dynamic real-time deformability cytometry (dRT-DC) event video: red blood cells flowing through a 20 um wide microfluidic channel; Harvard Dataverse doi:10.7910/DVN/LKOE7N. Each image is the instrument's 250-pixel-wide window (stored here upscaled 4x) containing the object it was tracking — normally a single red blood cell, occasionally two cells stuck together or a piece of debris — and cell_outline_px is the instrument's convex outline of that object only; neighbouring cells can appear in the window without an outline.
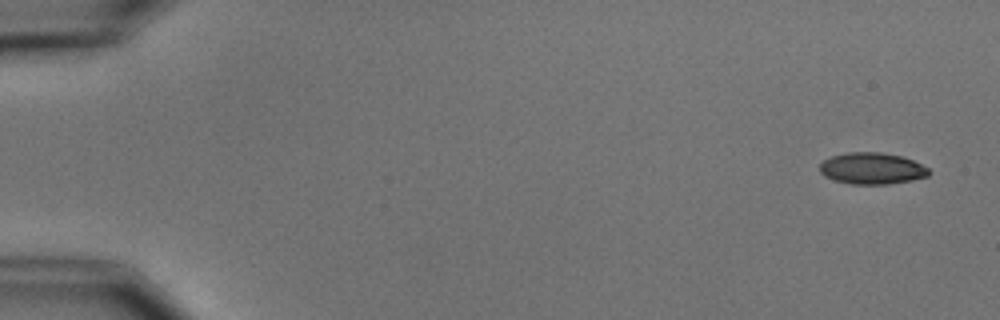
{"species": "common noctule bat (a hibernating species)", "species_latin": "Nyctalus noctula", "temperature_condition": "cold", "stored_images_in_passage": 6, "segment_of_instrument_passage": [1, 2], "camera_frame_rate_fps": 3000, "um_per_image_px": 0.085, "animal": {"sex": "male", "body_mass_g": 15.6}, "frame": {"image": 1, "passage_image": 1, "time_ms": 0.0, "image_size_px": [1000, 320], "cell_outline_px": [[928, 176], [912, 180], [888, 184], [852, 184], [836, 180], [824, 176], [820, 172], [820, 164], [824, 160], [832, 156], [848, 152], [880, 152], [900, 156], [912, 160], [928, 168]], "centroid_in_image_um": [74.1, 14.32], "position_along_channel_um": 10.9, "area_um2": 19.83}}
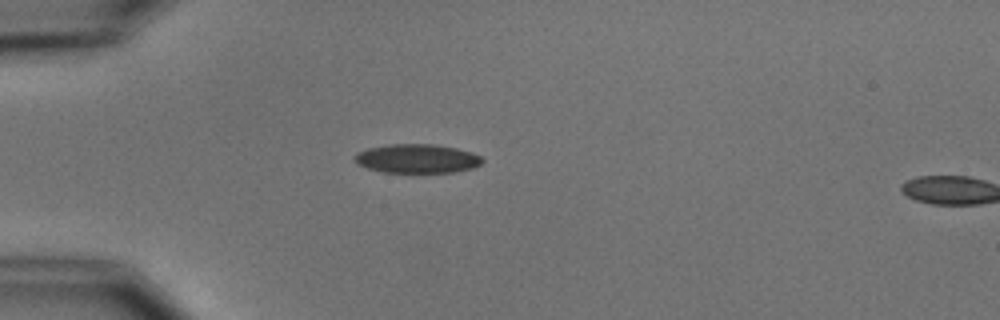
{"frame": {"image": 2, "passage_image": 5, "time_ms": 4.333, "image_size_px": [1000, 320], "cell_outline_px": [[484, 160], [480, 164], [472, 168], [452, 172], [380, 172], [356, 164], [352, 160], [352, 156], [356, 152], [368, 148], [388, 144], [432, 144], [456, 148], [472, 152], [480, 156]], "centroid_in_image_um": [35.38, 13.47], "position_along_channel_um": 49.6, "area_um2": 21.68}}